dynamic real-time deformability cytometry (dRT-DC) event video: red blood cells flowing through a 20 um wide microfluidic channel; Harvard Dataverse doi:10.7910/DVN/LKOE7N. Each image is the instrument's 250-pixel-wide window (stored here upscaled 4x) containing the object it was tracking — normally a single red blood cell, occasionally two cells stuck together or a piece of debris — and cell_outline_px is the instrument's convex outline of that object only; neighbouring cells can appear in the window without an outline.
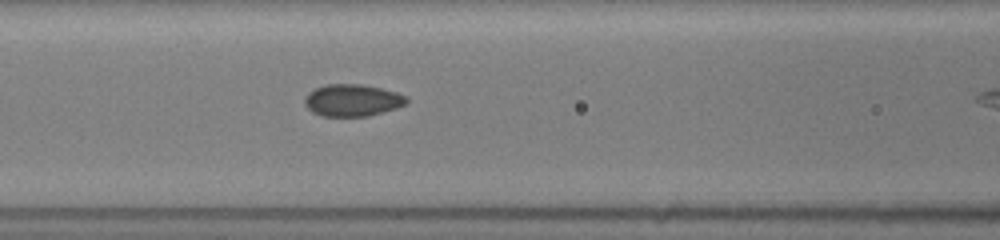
{"species": "common noctule bat (a hibernating species)", "species_latin": "Nyctalus noctula", "temperature_condition": "room temperature", "stored_images_in_passage": 6, "camera_frame_rate_fps": 3000, "um_per_image_px": 0.085, "animal": {"sex": "female", "body_mass_g": 19.5, "forearm_length_mm": 54.1}, "frame": {"image": 1, "passage_image": 5, "time_ms": 1.667, "image_size_px": [1000, 240], "cell_outline_px": [[408, 104], [396, 108], [368, 116], [324, 116], [312, 112], [304, 104], [304, 100], [308, 92], [324, 84], [364, 84], [396, 92], [404, 96], [408, 100]], "centroid_in_image_um": [29.94, 8.52], "position_along_channel_um": 136.7, "area_um2": 19.02}}